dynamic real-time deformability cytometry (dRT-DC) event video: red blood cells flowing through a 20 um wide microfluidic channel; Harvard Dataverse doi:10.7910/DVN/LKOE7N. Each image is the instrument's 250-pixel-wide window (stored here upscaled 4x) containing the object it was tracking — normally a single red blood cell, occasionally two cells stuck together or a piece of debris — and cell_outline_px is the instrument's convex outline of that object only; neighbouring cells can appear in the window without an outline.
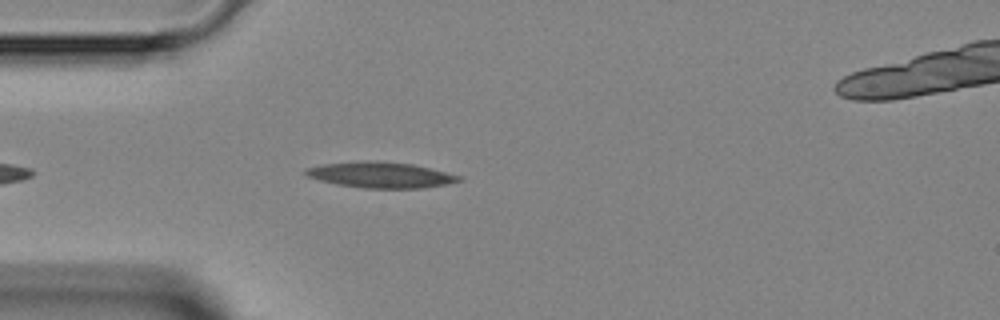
{"species": "Egyptian fruit bat (a non-hibernating species)", "species_latin": "Rousettus aegyptiacus", "temperature_condition": "room temperature", "stored_images_in_passage": 4, "camera_frame_rate_fps": 3000, "um_per_image_px": 0.085, "animal": {"sex": "female"}, "frame": {"image": 1, "passage_image": 4, "time_ms": 3.667, "image_size_px": [1000, 320], "cell_outline_px": [[464, 180], [424, 188], [364, 188], [336, 184], [320, 180], [308, 176], [304, 172], [304, 168], [324, 164], [364, 160], [376, 160], [412, 164], [460, 176]], "centroid_in_image_um": [32.32, 14.86], "position_along_channel_um": 52.7, "area_um2": 22.89}}